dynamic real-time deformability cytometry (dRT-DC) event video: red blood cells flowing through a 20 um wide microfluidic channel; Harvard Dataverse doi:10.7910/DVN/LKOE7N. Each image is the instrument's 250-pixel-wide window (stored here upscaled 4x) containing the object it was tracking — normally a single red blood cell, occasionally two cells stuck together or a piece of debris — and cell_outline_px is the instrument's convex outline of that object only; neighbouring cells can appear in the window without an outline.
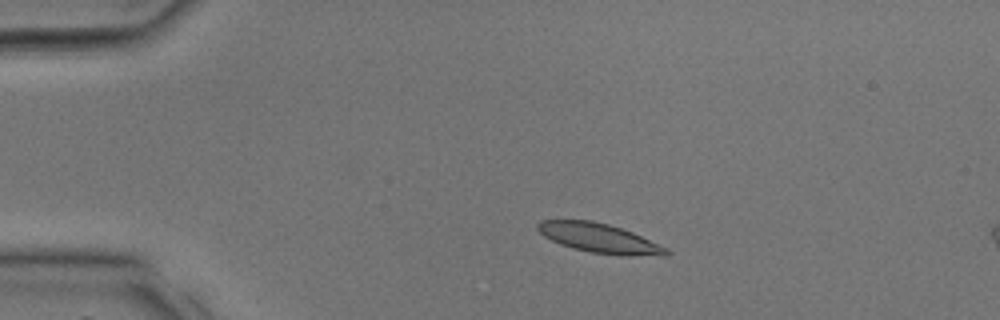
{"species": "common noctule bat (a hibernating species)", "species_latin": "Nyctalus noctula", "temperature_condition": "room temperature", "stored_images_in_passage": 5, "camera_frame_rate_fps": 3000, "um_per_image_px": 0.085, "animal": {"sex": "male", "body_mass_g": 17.9, "forearm_length_mm": 54.2}, "frame": {"image": 1, "passage_image": 1, "time_ms": 0.0, "image_size_px": [1000, 320], "cell_outline_px": [[672, 252], [668, 256], [620, 256], [592, 252], [572, 248], [560, 244], [544, 236], [536, 228], [536, 224], [540, 220], [592, 220], [608, 224], [632, 232], [668, 248]], "centroid_in_image_um": [50.98, 20.26], "position_along_channel_um": 34.0, "area_um2": 22.2}}